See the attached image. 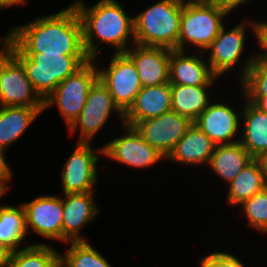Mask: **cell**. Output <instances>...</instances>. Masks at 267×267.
I'll list each match as a JSON object with an SVG mask.
<instances>
[{"label": "cell", "mask_w": 267, "mask_h": 267, "mask_svg": "<svg viewBox=\"0 0 267 267\" xmlns=\"http://www.w3.org/2000/svg\"><path fill=\"white\" fill-rule=\"evenodd\" d=\"M10 41L22 53L87 55L82 23L73 4L10 29Z\"/></svg>", "instance_id": "6da1fadb"}, {"label": "cell", "mask_w": 267, "mask_h": 267, "mask_svg": "<svg viewBox=\"0 0 267 267\" xmlns=\"http://www.w3.org/2000/svg\"><path fill=\"white\" fill-rule=\"evenodd\" d=\"M72 4L82 23L83 45L90 59L98 57L102 43L112 46L113 53H125L130 40L135 44L134 16L130 17L118 1L99 0L86 6L83 0H76Z\"/></svg>", "instance_id": "7a4b0ae2"}, {"label": "cell", "mask_w": 267, "mask_h": 267, "mask_svg": "<svg viewBox=\"0 0 267 267\" xmlns=\"http://www.w3.org/2000/svg\"><path fill=\"white\" fill-rule=\"evenodd\" d=\"M8 51L22 64L35 91L44 101L59 83L90 60L87 55L22 53L11 41Z\"/></svg>", "instance_id": "3957f363"}, {"label": "cell", "mask_w": 267, "mask_h": 267, "mask_svg": "<svg viewBox=\"0 0 267 267\" xmlns=\"http://www.w3.org/2000/svg\"><path fill=\"white\" fill-rule=\"evenodd\" d=\"M184 0H159L134 15L135 44L178 50Z\"/></svg>", "instance_id": "277c9868"}, {"label": "cell", "mask_w": 267, "mask_h": 267, "mask_svg": "<svg viewBox=\"0 0 267 267\" xmlns=\"http://www.w3.org/2000/svg\"><path fill=\"white\" fill-rule=\"evenodd\" d=\"M229 13L228 10L212 0L184 1L178 50L186 51L188 45H191L196 47L195 50L198 53L204 52L225 25L224 18ZM186 44L188 45L186 46Z\"/></svg>", "instance_id": "5b68a950"}, {"label": "cell", "mask_w": 267, "mask_h": 267, "mask_svg": "<svg viewBox=\"0 0 267 267\" xmlns=\"http://www.w3.org/2000/svg\"><path fill=\"white\" fill-rule=\"evenodd\" d=\"M96 58L88 60L75 73L59 83L44 101V109L56 105L66 126H70L83 110L90 87L98 79Z\"/></svg>", "instance_id": "8992f818"}, {"label": "cell", "mask_w": 267, "mask_h": 267, "mask_svg": "<svg viewBox=\"0 0 267 267\" xmlns=\"http://www.w3.org/2000/svg\"><path fill=\"white\" fill-rule=\"evenodd\" d=\"M112 112L117 113L121 124H124V113L115 104L108 88L97 79L90 87L83 110L68 127V131L72 134L79 128L78 142L90 143V140L106 125Z\"/></svg>", "instance_id": "52a82bcc"}, {"label": "cell", "mask_w": 267, "mask_h": 267, "mask_svg": "<svg viewBox=\"0 0 267 267\" xmlns=\"http://www.w3.org/2000/svg\"><path fill=\"white\" fill-rule=\"evenodd\" d=\"M103 157V146L94 151L91 143L78 142L61 170L64 194L95 192L98 162Z\"/></svg>", "instance_id": "ba28073f"}, {"label": "cell", "mask_w": 267, "mask_h": 267, "mask_svg": "<svg viewBox=\"0 0 267 267\" xmlns=\"http://www.w3.org/2000/svg\"><path fill=\"white\" fill-rule=\"evenodd\" d=\"M108 67L98 68V79L108 88L115 104L125 114L142 85L133 61L125 53L110 56Z\"/></svg>", "instance_id": "9c48e42d"}, {"label": "cell", "mask_w": 267, "mask_h": 267, "mask_svg": "<svg viewBox=\"0 0 267 267\" xmlns=\"http://www.w3.org/2000/svg\"><path fill=\"white\" fill-rule=\"evenodd\" d=\"M0 98L3 106L44 108L24 67L9 51L0 57Z\"/></svg>", "instance_id": "30bf717a"}, {"label": "cell", "mask_w": 267, "mask_h": 267, "mask_svg": "<svg viewBox=\"0 0 267 267\" xmlns=\"http://www.w3.org/2000/svg\"><path fill=\"white\" fill-rule=\"evenodd\" d=\"M122 127L125 129V135L103 145V157L142 170L166 159L150 146L134 127L125 124Z\"/></svg>", "instance_id": "8fae6325"}, {"label": "cell", "mask_w": 267, "mask_h": 267, "mask_svg": "<svg viewBox=\"0 0 267 267\" xmlns=\"http://www.w3.org/2000/svg\"><path fill=\"white\" fill-rule=\"evenodd\" d=\"M192 124L188 117L169 111L137 122L133 127L150 146L167 158Z\"/></svg>", "instance_id": "7c38bea8"}, {"label": "cell", "mask_w": 267, "mask_h": 267, "mask_svg": "<svg viewBox=\"0 0 267 267\" xmlns=\"http://www.w3.org/2000/svg\"><path fill=\"white\" fill-rule=\"evenodd\" d=\"M240 22L227 31L226 25L222 27L217 37L211 45L204 51L208 52V63L212 72L219 78L238 65L245 50L246 31L250 26L253 28V22ZM248 24V25H247ZM248 26V27H247ZM223 74V75H222Z\"/></svg>", "instance_id": "4fadbf2b"}, {"label": "cell", "mask_w": 267, "mask_h": 267, "mask_svg": "<svg viewBox=\"0 0 267 267\" xmlns=\"http://www.w3.org/2000/svg\"><path fill=\"white\" fill-rule=\"evenodd\" d=\"M222 102L214 99L208 107L193 122L202 132H204L217 145L231 144L238 142L240 138L241 111H237ZM237 136V137H236ZM236 137V138H235Z\"/></svg>", "instance_id": "5bb4252c"}, {"label": "cell", "mask_w": 267, "mask_h": 267, "mask_svg": "<svg viewBox=\"0 0 267 267\" xmlns=\"http://www.w3.org/2000/svg\"><path fill=\"white\" fill-rule=\"evenodd\" d=\"M21 204L25 210L27 233L33 230L44 238L62 241V196L41 195Z\"/></svg>", "instance_id": "9a60e30c"}, {"label": "cell", "mask_w": 267, "mask_h": 267, "mask_svg": "<svg viewBox=\"0 0 267 267\" xmlns=\"http://www.w3.org/2000/svg\"><path fill=\"white\" fill-rule=\"evenodd\" d=\"M94 196V192H87L64 194L62 197L63 243L87 241L80 232L85 225L94 221L99 212Z\"/></svg>", "instance_id": "2e32d148"}, {"label": "cell", "mask_w": 267, "mask_h": 267, "mask_svg": "<svg viewBox=\"0 0 267 267\" xmlns=\"http://www.w3.org/2000/svg\"><path fill=\"white\" fill-rule=\"evenodd\" d=\"M125 54L135 64L142 87L169 83V48L133 44Z\"/></svg>", "instance_id": "e0dca14e"}, {"label": "cell", "mask_w": 267, "mask_h": 267, "mask_svg": "<svg viewBox=\"0 0 267 267\" xmlns=\"http://www.w3.org/2000/svg\"><path fill=\"white\" fill-rule=\"evenodd\" d=\"M204 55L186 54V51L170 49L171 85L213 86L217 77L211 70ZM205 60V61H204Z\"/></svg>", "instance_id": "ac0fdd59"}, {"label": "cell", "mask_w": 267, "mask_h": 267, "mask_svg": "<svg viewBox=\"0 0 267 267\" xmlns=\"http://www.w3.org/2000/svg\"><path fill=\"white\" fill-rule=\"evenodd\" d=\"M171 111V84L142 87L133 105L124 114V124L134 126Z\"/></svg>", "instance_id": "d6986e66"}, {"label": "cell", "mask_w": 267, "mask_h": 267, "mask_svg": "<svg viewBox=\"0 0 267 267\" xmlns=\"http://www.w3.org/2000/svg\"><path fill=\"white\" fill-rule=\"evenodd\" d=\"M215 146L213 141L193 123L165 160L190 166L208 165Z\"/></svg>", "instance_id": "ffe728a7"}, {"label": "cell", "mask_w": 267, "mask_h": 267, "mask_svg": "<svg viewBox=\"0 0 267 267\" xmlns=\"http://www.w3.org/2000/svg\"><path fill=\"white\" fill-rule=\"evenodd\" d=\"M242 106L240 143L253 157L267 153V113L245 99Z\"/></svg>", "instance_id": "44dd1931"}, {"label": "cell", "mask_w": 267, "mask_h": 267, "mask_svg": "<svg viewBox=\"0 0 267 267\" xmlns=\"http://www.w3.org/2000/svg\"><path fill=\"white\" fill-rule=\"evenodd\" d=\"M44 108L3 106L0 109V152L5 156L7 148L17 141Z\"/></svg>", "instance_id": "7402d4cb"}, {"label": "cell", "mask_w": 267, "mask_h": 267, "mask_svg": "<svg viewBox=\"0 0 267 267\" xmlns=\"http://www.w3.org/2000/svg\"><path fill=\"white\" fill-rule=\"evenodd\" d=\"M253 159L238 141L215 146L208 165L214 174L229 184Z\"/></svg>", "instance_id": "603a6c76"}, {"label": "cell", "mask_w": 267, "mask_h": 267, "mask_svg": "<svg viewBox=\"0 0 267 267\" xmlns=\"http://www.w3.org/2000/svg\"><path fill=\"white\" fill-rule=\"evenodd\" d=\"M212 86L171 85V111L194 122L212 101Z\"/></svg>", "instance_id": "cb8c5ba5"}, {"label": "cell", "mask_w": 267, "mask_h": 267, "mask_svg": "<svg viewBox=\"0 0 267 267\" xmlns=\"http://www.w3.org/2000/svg\"><path fill=\"white\" fill-rule=\"evenodd\" d=\"M27 234L23 205H0V243L12 252L17 251L23 248L20 246Z\"/></svg>", "instance_id": "d4e9b609"}, {"label": "cell", "mask_w": 267, "mask_h": 267, "mask_svg": "<svg viewBox=\"0 0 267 267\" xmlns=\"http://www.w3.org/2000/svg\"><path fill=\"white\" fill-rule=\"evenodd\" d=\"M228 186L227 203L235 207L261 191L265 183L257 162L248 163Z\"/></svg>", "instance_id": "484cf974"}, {"label": "cell", "mask_w": 267, "mask_h": 267, "mask_svg": "<svg viewBox=\"0 0 267 267\" xmlns=\"http://www.w3.org/2000/svg\"><path fill=\"white\" fill-rule=\"evenodd\" d=\"M7 267H60V253L46 243H32L11 253Z\"/></svg>", "instance_id": "4316f807"}, {"label": "cell", "mask_w": 267, "mask_h": 267, "mask_svg": "<svg viewBox=\"0 0 267 267\" xmlns=\"http://www.w3.org/2000/svg\"><path fill=\"white\" fill-rule=\"evenodd\" d=\"M69 244L67 251L60 253V267H112L88 241Z\"/></svg>", "instance_id": "83f0119b"}, {"label": "cell", "mask_w": 267, "mask_h": 267, "mask_svg": "<svg viewBox=\"0 0 267 267\" xmlns=\"http://www.w3.org/2000/svg\"><path fill=\"white\" fill-rule=\"evenodd\" d=\"M249 227L267 234V187L239 205Z\"/></svg>", "instance_id": "f1b7e54d"}, {"label": "cell", "mask_w": 267, "mask_h": 267, "mask_svg": "<svg viewBox=\"0 0 267 267\" xmlns=\"http://www.w3.org/2000/svg\"><path fill=\"white\" fill-rule=\"evenodd\" d=\"M240 85L244 97L267 96V63H252Z\"/></svg>", "instance_id": "f546056e"}, {"label": "cell", "mask_w": 267, "mask_h": 267, "mask_svg": "<svg viewBox=\"0 0 267 267\" xmlns=\"http://www.w3.org/2000/svg\"><path fill=\"white\" fill-rule=\"evenodd\" d=\"M255 37L257 38V44L260 46L259 48L262 50L260 53H255L254 55L251 54L240 70V80L239 82L246 76L249 67L252 63H267V21L257 20L256 22L253 21V28H252Z\"/></svg>", "instance_id": "4dcf8cb0"}, {"label": "cell", "mask_w": 267, "mask_h": 267, "mask_svg": "<svg viewBox=\"0 0 267 267\" xmlns=\"http://www.w3.org/2000/svg\"><path fill=\"white\" fill-rule=\"evenodd\" d=\"M200 267H245L244 263L233 254L213 251L199 261Z\"/></svg>", "instance_id": "1f68e13d"}, {"label": "cell", "mask_w": 267, "mask_h": 267, "mask_svg": "<svg viewBox=\"0 0 267 267\" xmlns=\"http://www.w3.org/2000/svg\"><path fill=\"white\" fill-rule=\"evenodd\" d=\"M12 174V169H0V199L10 188L8 182L13 178Z\"/></svg>", "instance_id": "d6a6232c"}, {"label": "cell", "mask_w": 267, "mask_h": 267, "mask_svg": "<svg viewBox=\"0 0 267 267\" xmlns=\"http://www.w3.org/2000/svg\"><path fill=\"white\" fill-rule=\"evenodd\" d=\"M219 4L222 8L228 10L229 12H233L234 9L238 8L241 4L248 3L249 0H212Z\"/></svg>", "instance_id": "836d02e7"}, {"label": "cell", "mask_w": 267, "mask_h": 267, "mask_svg": "<svg viewBox=\"0 0 267 267\" xmlns=\"http://www.w3.org/2000/svg\"><path fill=\"white\" fill-rule=\"evenodd\" d=\"M257 162L260 172L262 173L265 187H267V153L260 154L254 158Z\"/></svg>", "instance_id": "e575fe53"}, {"label": "cell", "mask_w": 267, "mask_h": 267, "mask_svg": "<svg viewBox=\"0 0 267 267\" xmlns=\"http://www.w3.org/2000/svg\"><path fill=\"white\" fill-rule=\"evenodd\" d=\"M12 251L4 244L0 243V267H7Z\"/></svg>", "instance_id": "d590c367"}, {"label": "cell", "mask_w": 267, "mask_h": 267, "mask_svg": "<svg viewBox=\"0 0 267 267\" xmlns=\"http://www.w3.org/2000/svg\"><path fill=\"white\" fill-rule=\"evenodd\" d=\"M250 103H253L261 111L267 113V96L264 97H244Z\"/></svg>", "instance_id": "8d00e7d4"}, {"label": "cell", "mask_w": 267, "mask_h": 267, "mask_svg": "<svg viewBox=\"0 0 267 267\" xmlns=\"http://www.w3.org/2000/svg\"><path fill=\"white\" fill-rule=\"evenodd\" d=\"M27 3V0H0V10L2 8H6V7H11V6H14V5H26Z\"/></svg>", "instance_id": "74e56055"}, {"label": "cell", "mask_w": 267, "mask_h": 267, "mask_svg": "<svg viewBox=\"0 0 267 267\" xmlns=\"http://www.w3.org/2000/svg\"><path fill=\"white\" fill-rule=\"evenodd\" d=\"M0 43H1L0 57H2L8 51L10 43V31H8V34L5 36V38L3 37L2 39H0Z\"/></svg>", "instance_id": "f35d334b"}, {"label": "cell", "mask_w": 267, "mask_h": 267, "mask_svg": "<svg viewBox=\"0 0 267 267\" xmlns=\"http://www.w3.org/2000/svg\"><path fill=\"white\" fill-rule=\"evenodd\" d=\"M5 158L6 157L0 152V169H11Z\"/></svg>", "instance_id": "ab89813d"}, {"label": "cell", "mask_w": 267, "mask_h": 267, "mask_svg": "<svg viewBox=\"0 0 267 267\" xmlns=\"http://www.w3.org/2000/svg\"><path fill=\"white\" fill-rule=\"evenodd\" d=\"M3 107V105H2V102H1V98H0V109Z\"/></svg>", "instance_id": "60d3db41"}]
</instances>
